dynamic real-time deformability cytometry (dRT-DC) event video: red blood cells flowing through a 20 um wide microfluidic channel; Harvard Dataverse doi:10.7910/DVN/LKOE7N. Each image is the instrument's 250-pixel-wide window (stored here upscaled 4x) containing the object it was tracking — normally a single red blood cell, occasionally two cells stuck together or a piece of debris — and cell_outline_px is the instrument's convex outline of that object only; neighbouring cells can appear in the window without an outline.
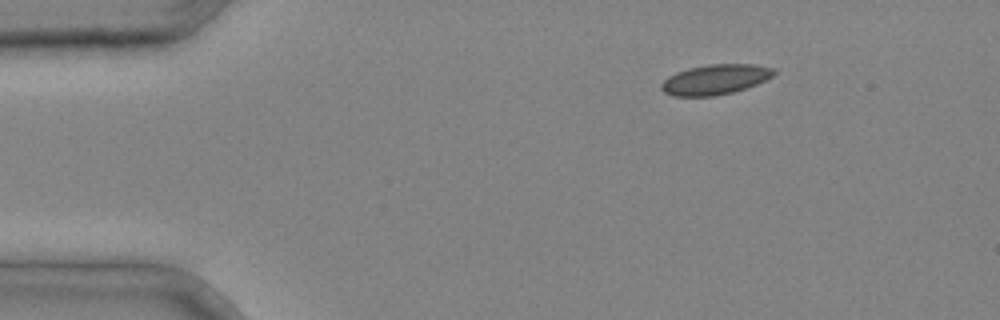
{"species": "common noctule bat (a hibernating species)", "species_latin": "Nyctalus noctula", "temperature_condition": "cold", "stored_images_in_passage": 3, "camera_frame_rate_fps": 3000, "um_per_image_px": 0.085, "animal": {"sex": "male", "body_mass_g": 20.4}, "frame": {"image": 1, "passage_image": 1, "time_ms": 0.0, "image_size_px": [1000, 320], "cell_outline_px": [[776, 72], [772, 76], [756, 84], [732, 92], [712, 96], [672, 96], [664, 92], [660, 88], [660, 84], [668, 76], [676, 72], [688, 68], [708, 64], [756, 64], [776, 68]], "centroid_in_image_um": [60.78, 6.74], "position_along_channel_um": 24.2, "area_um2": 19.77}}
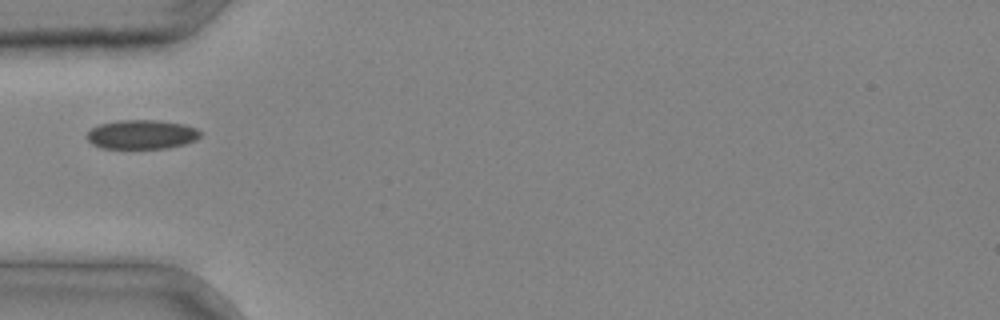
{"frame": {"image": 2, "passage_image": 3, "time_ms": 0.667, "image_size_px": [1000, 320], "cell_outline_px": [[200, 136], [196, 140], [184, 144], [168, 148], [100, 148], [92, 144], [88, 140], [88, 132], [92, 128], [100, 124], [120, 120], [156, 120], [184, 124], [196, 128], [200, 132]], "centroid_in_image_um": [12.05, 11.43], "position_along_channel_um": 72.9, "area_um2": 19.19}}